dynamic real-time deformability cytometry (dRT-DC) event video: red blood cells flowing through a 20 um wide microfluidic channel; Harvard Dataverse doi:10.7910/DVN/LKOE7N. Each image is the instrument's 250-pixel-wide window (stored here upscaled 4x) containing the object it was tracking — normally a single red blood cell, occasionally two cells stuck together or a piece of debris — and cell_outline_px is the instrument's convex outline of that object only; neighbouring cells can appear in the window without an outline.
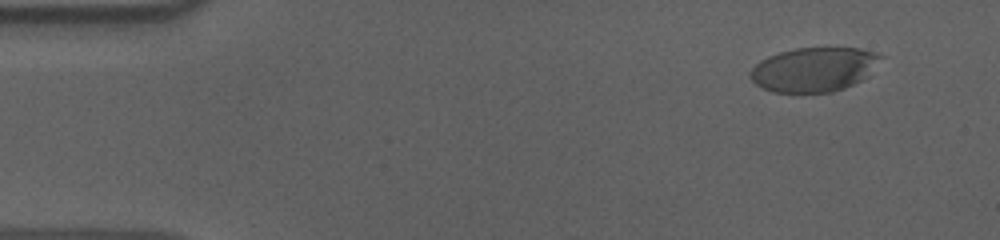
{"species": "human", "species_latin": "Homo sapiens", "temperature_condition": "cold", "stored_images_in_passage": 53, "camera_frame_rate_fps": 3000, "um_per_image_px": 0.085, "donor": {"sex": "male"}, "frame": {"image": 1, "passage_image": 1, "time_ms": 0.0, "image_size_px": [1000, 240], "cell_outline_px": [[884, 56], [868, 76], [844, 88], [832, 92], [772, 92], [756, 84], [748, 76], [748, 72], [760, 60], [768, 56], [780, 52], [796, 48], [860, 48], [876, 52]], "centroid_in_image_um": [69.19, 5.9], "position_along_channel_um": 15.8, "area_um2": 33.7}}
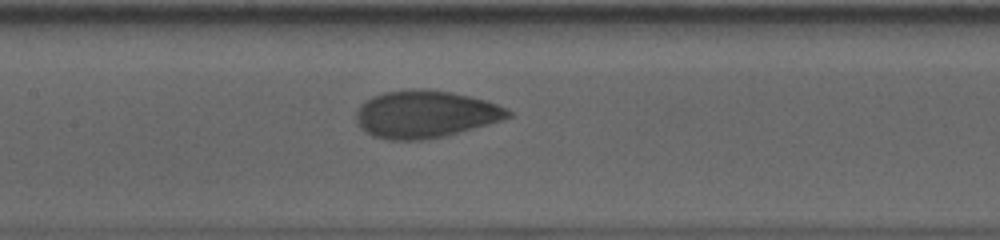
{"frame": {"image": 2, "passage_image": 23, "time_ms": 7.333, "image_size_px": [1000, 240], "cell_outline_px": [[512, 116], [488, 124], [444, 136], [420, 140], [388, 140], [372, 136], [360, 128], [356, 120], [356, 112], [360, 104], [364, 100], [372, 96], [384, 92], [412, 88], [420, 88], [448, 92], [488, 100], [508, 108], [512, 112]], "centroid_in_image_um": [36.12, 9.7], "position_along_channel_um": 171.3, "area_um2": 42.08}}
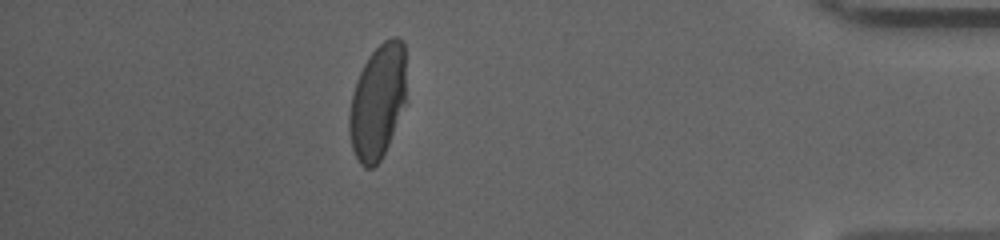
{"frame": {"image": 3, "passage_image": 46, "time_ms": 15.0, "image_size_px": [1000, 240], "cell_outline_px": [[404, 104], [388, 144], [380, 160], [372, 168], [364, 168], [360, 164], [352, 148], [348, 132], [348, 112], [352, 92], [356, 80], [368, 56], [384, 40], [392, 36], [400, 36], [404, 44]], "centroid_in_image_um": [32.05, 8.64], "position_along_channel_um": 403.1, "area_um2": 37.86}, "authors_computed_cell_mechanics": {"area_um2": 40.3444, "velocity_mm_per_s": 3.6117, "shape_relaxation_time_tau1_ms": 4.7621, "shape_relaxation_time_tau2_ms": null, "deformation_change_tau1": 0.1881, "deformation_change_tau2": null}}